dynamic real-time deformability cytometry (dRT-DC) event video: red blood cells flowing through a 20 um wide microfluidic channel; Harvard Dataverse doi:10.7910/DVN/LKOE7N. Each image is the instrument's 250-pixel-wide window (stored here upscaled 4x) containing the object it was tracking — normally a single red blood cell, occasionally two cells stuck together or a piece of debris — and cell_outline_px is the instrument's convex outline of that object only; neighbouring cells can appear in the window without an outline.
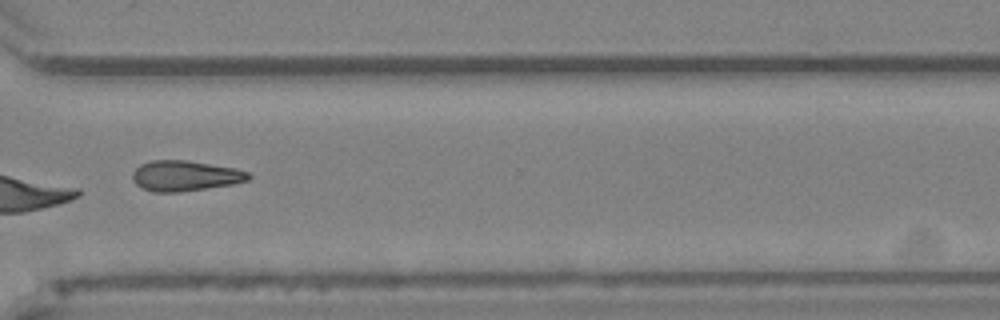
{"species": "Egyptian fruit bat (a non-hibernating species)", "species_latin": "Rousettus aegyptiacus", "temperature_condition": "cold", "stored_images_in_passage": 12, "camera_frame_rate_fps": 3000, "um_per_image_px": 0.085, "animal": {"sex": "female"}, "frame": {"image": 1, "passage_image": 10, "time_ms": 11.333, "image_size_px": [1000, 320], "cell_outline_px": [[252, 176], [248, 180], [232, 184], [180, 192], [152, 192], [136, 184], [132, 180], [132, 172], [140, 164], [152, 160], [188, 160], [236, 168], [248, 172]], "centroid_in_image_um": [15.72, 14.93], "position_along_channel_um": 354.9, "area_um2": 20.63}, "authors_computed_cell_mechanics": {"area_um2": 23.0911, "velocity_mm_per_s": 3.8157, "shape_relaxation_time_tau1_ms": null, "shape_relaxation_time_tau2_ms": 8.1403, "deformation_change_tau1": null, "deformation_change_tau2": 0.1438}}